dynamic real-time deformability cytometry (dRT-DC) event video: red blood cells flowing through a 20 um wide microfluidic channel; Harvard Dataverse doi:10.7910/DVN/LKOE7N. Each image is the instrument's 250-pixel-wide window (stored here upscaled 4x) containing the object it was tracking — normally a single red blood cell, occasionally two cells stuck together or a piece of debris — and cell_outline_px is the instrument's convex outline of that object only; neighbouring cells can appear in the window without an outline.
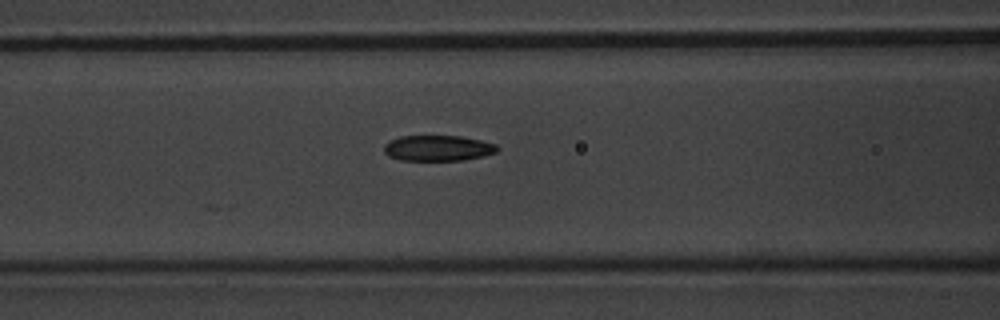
{"species": "common noctule bat (a hibernating species)", "species_latin": "Nyctalus noctula", "temperature_condition": "warm", "stored_images_in_passage": 33, "camera_frame_rate_fps": 3000, "um_per_image_px": 0.085, "animal": {"sex": "male", "body_mass_g": 20.1, "forearm_length_mm": 53.5}, "frame": {"image": 1, "passage_image": 8, "time_ms": 2.333, "image_size_px": [1000, 320], "cell_outline_px": [[500, 148], [496, 152], [484, 156], [464, 160], [400, 160], [388, 156], [384, 152], [384, 144], [400, 136], [460, 136], [480, 140], [496, 144]], "centroid_in_image_um": [37.23, 12.59], "position_along_channel_um": 129.4, "area_um2": 16.94}}
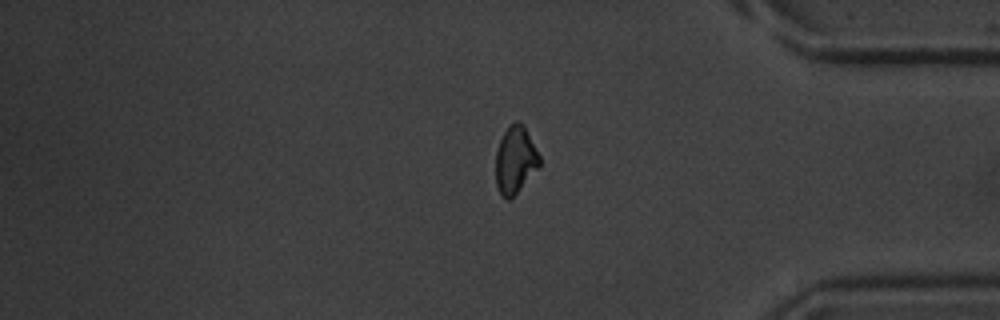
{"frame": {"image": 2, "passage_image": 30, "time_ms": 9.667, "image_size_px": [1000, 320], "cell_outline_px": [[540, 168], [508, 200], [504, 200], [500, 196], [496, 184], [496, 152], [500, 140], [508, 124], [516, 120], [524, 124], [540, 156]], "centroid_in_image_um": [43.8, 13.58], "position_along_channel_um": 391.4, "area_um2": 17.4}}